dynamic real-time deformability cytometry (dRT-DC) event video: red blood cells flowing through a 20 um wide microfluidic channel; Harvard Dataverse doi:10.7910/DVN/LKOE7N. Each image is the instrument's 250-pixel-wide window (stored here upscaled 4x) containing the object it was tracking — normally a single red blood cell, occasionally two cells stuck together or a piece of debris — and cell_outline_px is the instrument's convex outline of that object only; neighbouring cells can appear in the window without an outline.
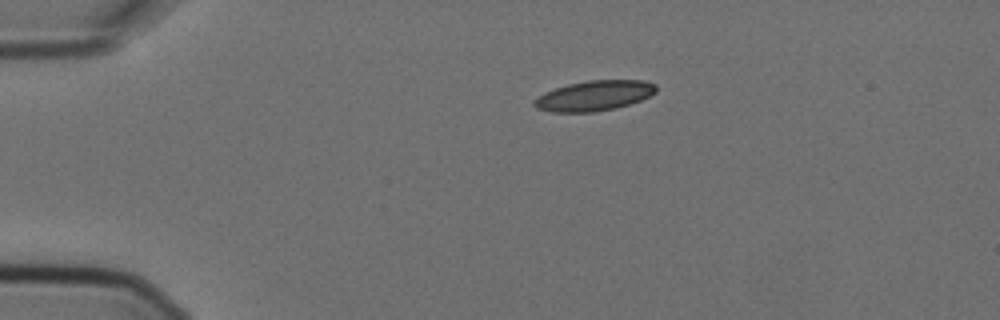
{"species": "Egyptian fruit bat (a non-hibernating species)", "species_latin": "Rousettus aegyptiacus", "temperature_condition": "cold", "stored_images_in_passage": 2, "camera_frame_rate_fps": 3000, "um_per_image_px": 0.085, "animal": {"sex": "female"}, "frame": {"image": 1, "passage_image": 1, "time_ms": 0.0, "image_size_px": [1000, 320], "cell_outline_px": [[656, 92], [640, 100], [616, 108], [592, 112], [552, 112], [536, 108], [532, 104], [544, 92], [568, 84], [588, 80], [644, 80], [656, 84]], "centroid_in_image_um": [50.51, 8.13], "position_along_channel_um": 34.5, "area_um2": 21.27}}